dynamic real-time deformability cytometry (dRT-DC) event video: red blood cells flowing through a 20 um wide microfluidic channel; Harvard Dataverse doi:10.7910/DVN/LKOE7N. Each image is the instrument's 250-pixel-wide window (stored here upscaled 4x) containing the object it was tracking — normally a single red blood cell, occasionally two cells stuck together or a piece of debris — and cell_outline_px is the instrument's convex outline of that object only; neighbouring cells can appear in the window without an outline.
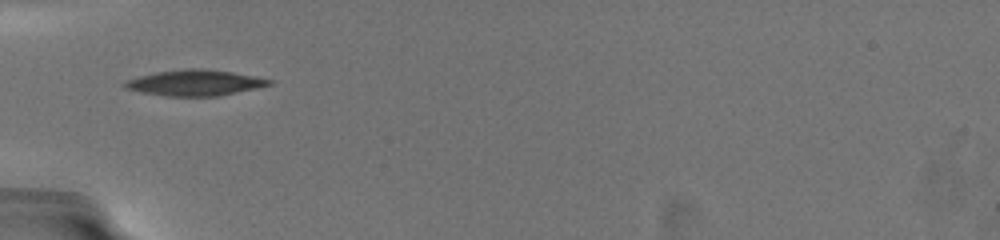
{"species": "common noctule bat (a hibernating species)", "species_latin": "Nyctalus noctula", "temperature_condition": "warm", "stored_images_in_passage": 91, "camera_frame_rate_fps": 3000, "um_per_image_px": 0.085, "animal": {"sex": "female", "body_mass_g": 19.5, "forearm_length_mm": 54.1}, "frame": {"image": 1, "passage_image": 1, "time_ms": 0.0, "image_size_px": [1000, 240], "cell_outline_px": [[272, 84], [216, 96], [168, 96], [144, 92], [128, 88], [124, 84], [128, 80], [140, 76], [156, 72], [188, 68], [200, 68], [232, 72], [256, 76], [272, 80]], "centroid_in_image_um": [16.6, 7.02], "position_along_channel_um": 68.4, "area_um2": 21.1}}
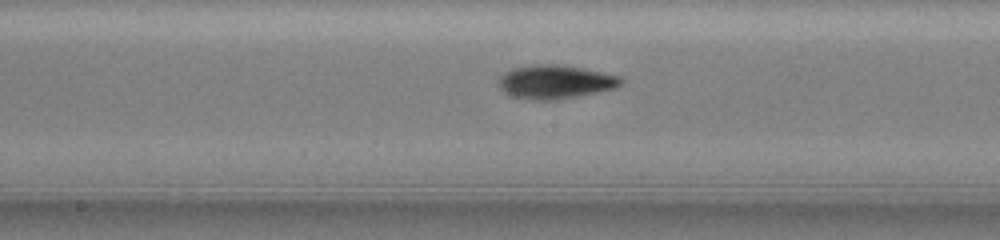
{"frame": {"image": 2, "passage_image": 27, "time_ms": 3.667, "image_size_px": [1000, 240], "cell_outline_px": [[620, 84], [612, 88], [556, 100], [528, 100], [512, 96], [500, 84], [500, 80], [512, 68], [536, 64], [556, 64], [580, 68], [616, 76], [620, 80]], "centroid_in_image_um": [47.15, 6.96], "position_along_channel_um": 201.0, "area_um2": 22.83}}
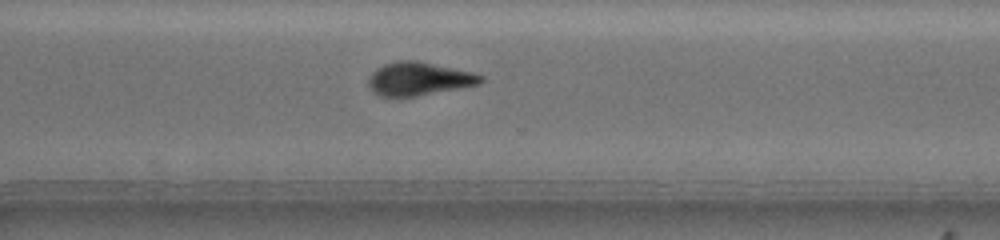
{"frame": {"image": 3, "passage_image": 54, "time_ms": 7.333, "image_size_px": [1000, 240], "cell_outline_px": [[484, 80], [476, 84], [416, 96], [380, 96], [372, 88], [368, 80], [372, 72], [376, 68], [384, 64], [400, 60], [416, 60], [472, 72], [484, 76]], "centroid_in_image_um": [35.59, 6.68], "position_along_channel_um": 335.0, "area_um2": 21.21}, "authors_computed_cell_mechanics": {"area_um2": 21.2704, "velocity_mm_per_s": 3.6661, "shape_relaxation_time_tau1_ms": 1.7372, "shape_relaxation_time_tau2_ms": null, "deformation_change_tau1": 0.1098, "deformation_change_tau2": null}}